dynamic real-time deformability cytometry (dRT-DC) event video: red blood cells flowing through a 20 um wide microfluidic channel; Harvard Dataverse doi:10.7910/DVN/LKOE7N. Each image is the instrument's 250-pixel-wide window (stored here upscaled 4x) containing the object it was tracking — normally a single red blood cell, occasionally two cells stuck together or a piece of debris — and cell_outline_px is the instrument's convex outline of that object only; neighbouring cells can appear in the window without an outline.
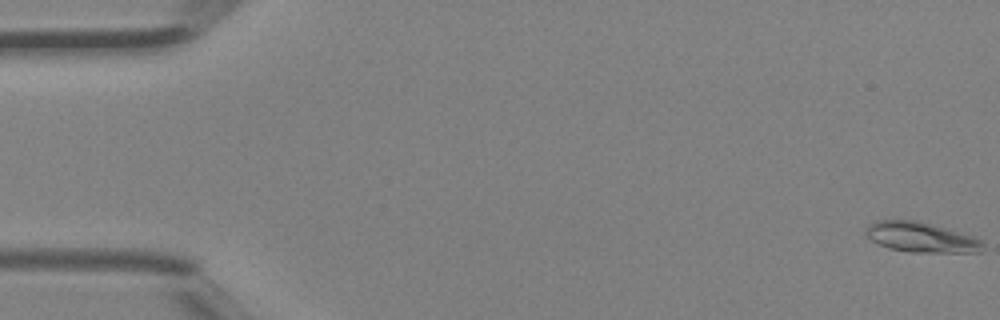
{"species": "Egyptian fruit bat (a non-hibernating species)", "species_latin": "Rousettus aegyptiacus", "temperature_condition": "room temperature", "stored_images_in_passage": 46, "camera_frame_rate_fps": 3000, "um_per_image_px": 0.085, "animal": {"sex": "female"}, "frame": {"image": 1, "passage_image": 1, "time_ms": 0.0, "image_size_px": [1000, 320], "cell_outline_px": [[984, 244], [980, 252], [908, 252], [888, 248], [872, 240], [864, 232], [864, 228], [868, 224], [876, 220], [920, 220], [972, 236], [984, 240]], "centroid_in_image_um": [78.27, 20.15], "position_along_channel_um": 6.7, "area_um2": 20.63}}
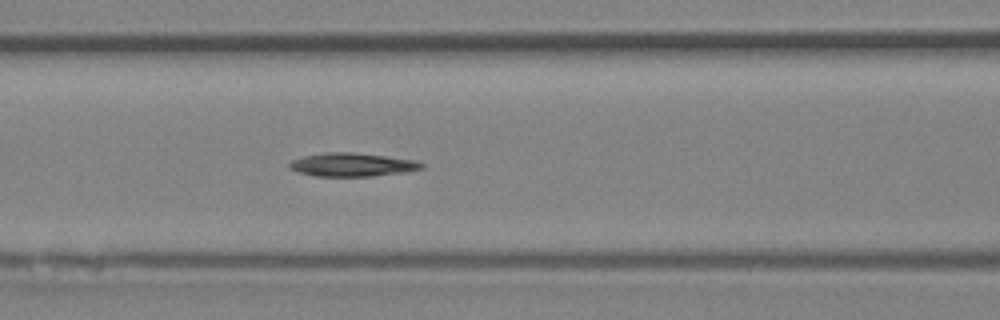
{"frame": {"image": 2, "passage_image": 20, "time_ms": 6.333, "image_size_px": [1000, 320], "cell_outline_px": [[424, 168], [404, 172], [372, 176], [316, 176], [296, 172], [288, 168], [288, 164], [292, 160], [304, 156], [324, 152], [352, 152], [416, 160], [424, 164]], "centroid_in_image_um": [29.9, 14.0], "position_along_channel_um": 136.7, "area_um2": 18.09}}
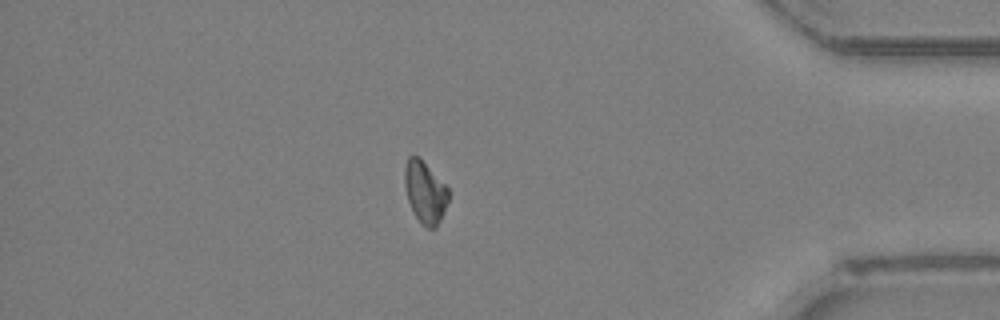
{"frame": {"image": 3, "passage_image": 40, "time_ms": 13.0, "image_size_px": [1000, 320], "cell_outline_px": [[448, 200], [444, 212], [436, 228], [428, 228], [420, 224], [408, 200], [404, 184], [404, 164], [408, 156], [420, 156], [448, 188]], "centroid_in_image_um": [36.11, 16.3], "position_along_channel_um": 399.1, "area_um2": 15.9}}